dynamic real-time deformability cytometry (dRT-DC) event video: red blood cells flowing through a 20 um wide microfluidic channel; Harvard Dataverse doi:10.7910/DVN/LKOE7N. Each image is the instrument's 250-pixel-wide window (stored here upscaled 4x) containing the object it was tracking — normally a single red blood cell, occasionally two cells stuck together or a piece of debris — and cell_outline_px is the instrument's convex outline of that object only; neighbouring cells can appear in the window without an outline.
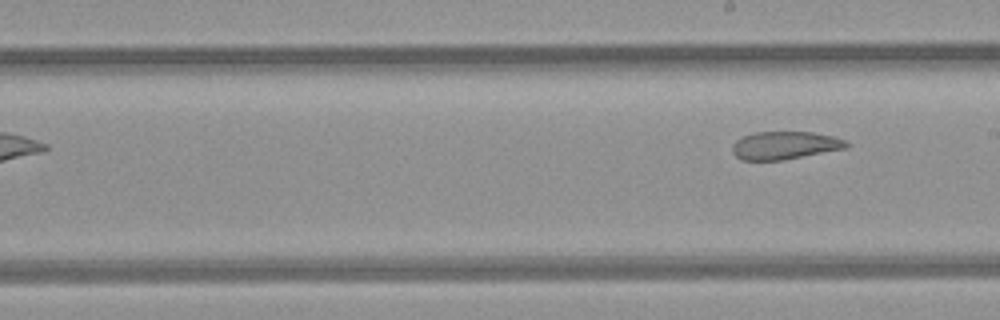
{"species": "common noctule bat (a hibernating species)", "species_latin": "Nyctalus noctula", "temperature_condition": "room temperature", "stored_images_in_passage": 9, "segment_of_instrument_passage": [2, 2], "camera_frame_rate_fps": 3000, "um_per_image_px": 0.085, "animal": {"sex": "female", "body_mass_g": 21.9}, "frame": {"image": 1, "passage_image": 9, "time_ms": 10.0, "image_size_px": [1000, 320], "cell_outline_px": [[848, 148], [784, 160], [740, 160], [732, 152], [732, 144], [736, 140], [744, 136], [756, 132], [812, 132], [836, 136], [844, 140], [848, 144]], "centroid_in_image_um": [66.72, 12.36], "position_along_channel_um": 222.3, "area_um2": 18.67}}